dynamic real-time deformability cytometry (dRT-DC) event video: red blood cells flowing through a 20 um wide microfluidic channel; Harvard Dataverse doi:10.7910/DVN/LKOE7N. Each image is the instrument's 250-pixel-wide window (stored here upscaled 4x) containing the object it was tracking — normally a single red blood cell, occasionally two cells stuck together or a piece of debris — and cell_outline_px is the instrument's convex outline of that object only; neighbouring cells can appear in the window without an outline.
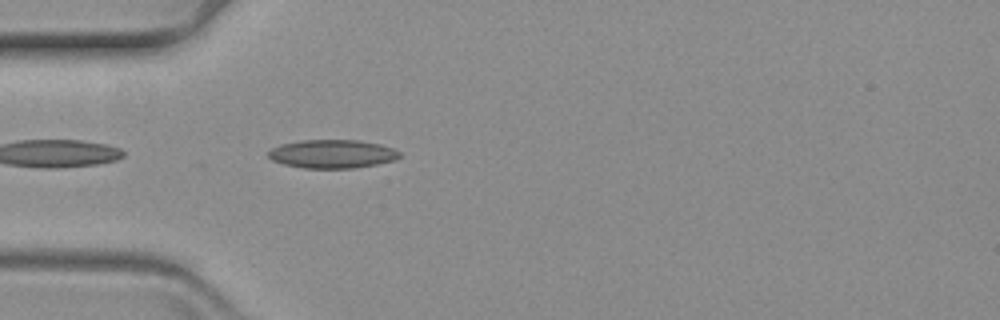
{"species": "common noctule bat (a hibernating species)", "species_latin": "Nyctalus noctula", "temperature_condition": "warm", "stored_images_in_passage": 39, "camera_frame_rate_fps": 3000, "um_per_image_px": 0.085, "animal": {"sex": "female", "body_mass_g": 19.3, "forearm_length_mm": 54.1}, "frame": {"image": 1, "passage_image": 2, "time_ms": 0.333, "image_size_px": [1000, 320], "cell_outline_px": [[400, 156], [396, 160], [376, 164], [352, 168], [304, 168], [284, 164], [272, 160], [268, 156], [268, 152], [272, 148], [280, 144], [304, 140], [360, 140], [380, 144], [392, 148], [400, 152]], "centroid_in_image_um": [28.25, 13.08], "position_along_channel_um": 56.8, "area_um2": 21.73}}
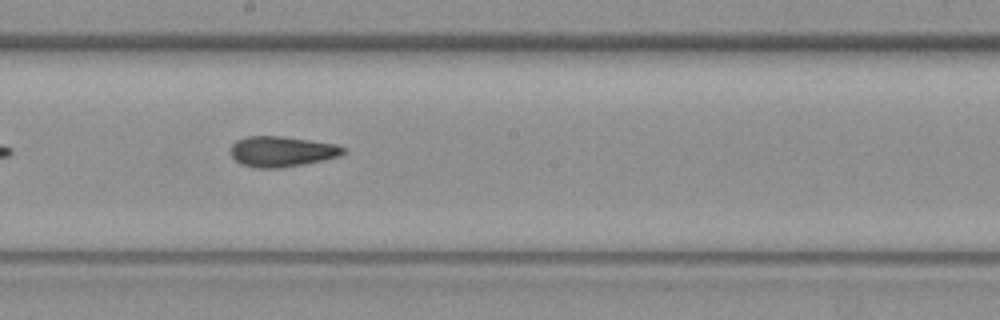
{"frame": {"image": 2, "passage_image": 17, "time_ms": 5.333, "image_size_px": [1000, 320], "cell_outline_px": [[344, 152], [340, 156], [324, 160], [304, 164], [280, 168], [256, 168], [240, 164], [232, 156], [232, 144], [236, 140], [248, 136], [284, 136], [336, 144], [344, 148]], "centroid_in_image_um": [23.95, 12.88], "position_along_channel_um": 224.2, "area_um2": 20.0}}
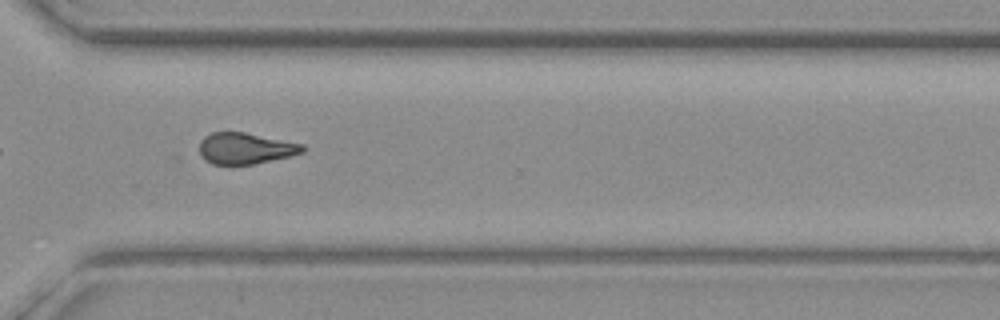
{"frame": {"image": 3, "passage_image": 28, "time_ms": 9.0, "image_size_px": [1000, 320], "cell_outline_px": [[304, 152], [288, 156], [252, 164], [212, 164], [204, 160], [200, 156], [200, 140], [204, 136], [212, 132], [244, 132], [304, 144]], "centroid_in_image_um": [20.82, 12.6], "position_along_channel_um": 349.8, "area_um2": 18.67}}